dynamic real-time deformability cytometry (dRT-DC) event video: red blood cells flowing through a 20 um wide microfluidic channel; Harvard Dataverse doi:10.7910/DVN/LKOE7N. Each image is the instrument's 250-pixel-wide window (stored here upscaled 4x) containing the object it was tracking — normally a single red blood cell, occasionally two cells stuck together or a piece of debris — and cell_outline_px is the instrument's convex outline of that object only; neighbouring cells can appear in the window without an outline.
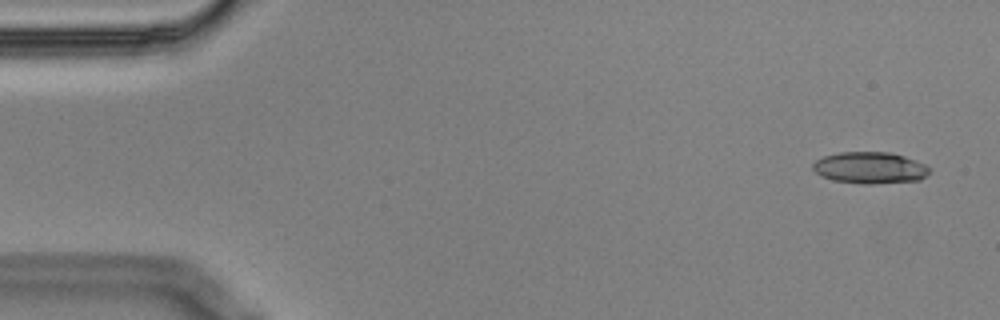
{"species": "Egyptian fruit bat (a non-hibernating species)", "species_latin": "Rousettus aegyptiacus", "temperature_condition": "cold", "stored_images_in_passage": 8, "camera_frame_rate_fps": 3000, "um_per_image_px": 0.085, "animal": {"sex": "male"}, "frame": {"image": 1, "passage_image": 1, "time_ms": 0.0, "image_size_px": [1000, 320], "cell_outline_px": [[932, 172], [920, 180], [872, 184], [864, 184], [832, 180], [820, 176], [812, 168], [812, 164], [816, 160], [824, 156], [840, 152], [888, 152], [904, 156], [916, 160], [932, 168]], "centroid_in_image_um": [73.97, 14.26], "position_along_channel_um": 11.0, "area_um2": 21.68}}
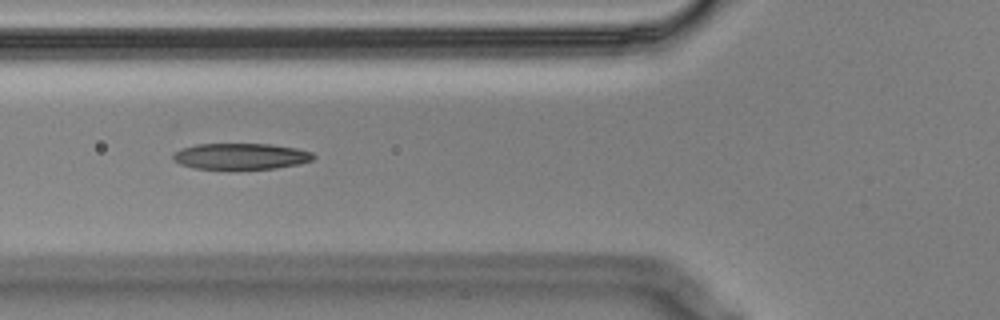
{"frame": {"image": 2, "passage_image": 5, "time_ms": 1.333, "image_size_px": [1000, 320], "cell_outline_px": [[316, 156], [312, 160], [300, 164], [276, 168], [196, 168], [180, 164], [172, 160], [172, 156], [180, 148], [196, 144], [272, 144], [296, 148], [312, 152]], "centroid_in_image_um": [20.48, 13.27], "position_along_channel_um": 105.3, "area_um2": 21.21}}
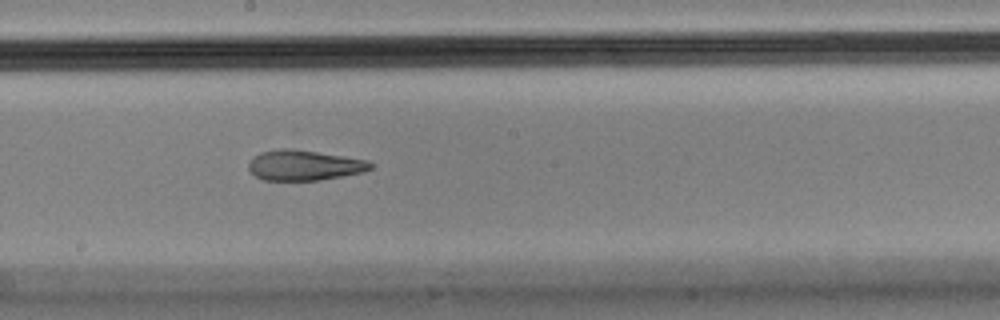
{"frame": {"image": 3, "passage_image": 8, "time_ms": 2.333, "image_size_px": [1000, 320], "cell_outline_px": [[372, 168], [364, 172], [320, 180], [264, 180], [256, 176], [248, 168], [248, 164], [252, 156], [260, 152], [280, 148], [292, 148], [344, 156], [368, 160], [372, 164]], "centroid_in_image_um": [25.84, 14.04], "position_along_channel_um": 222.4, "area_um2": 21.62}}